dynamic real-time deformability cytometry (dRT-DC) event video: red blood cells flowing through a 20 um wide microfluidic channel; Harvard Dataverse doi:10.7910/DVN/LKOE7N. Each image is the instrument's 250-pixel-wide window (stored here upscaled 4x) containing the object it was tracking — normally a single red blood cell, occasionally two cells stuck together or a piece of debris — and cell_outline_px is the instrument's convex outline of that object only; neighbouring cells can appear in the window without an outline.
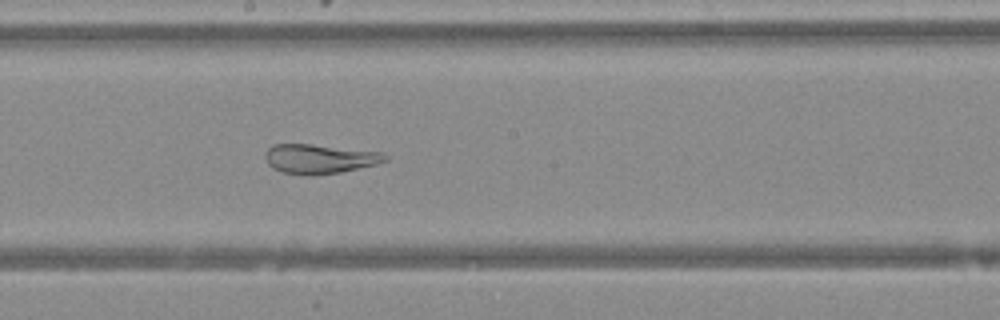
{"species": "Egyptian fruit bat (a non-hibernating species)", "species_latin": "Rousettus aegyptiacus", "temperature_condition": "warm", "stored_images_in_passage": 48, "camera_frame_rate_fps": 3000, "um_per_image_px": 0.085, "animal": {"sex": "female"}, "frame": {"image": 1, "passage_image": 27, "time_ms": 8.667, "image_size_px": [1000, 320], "cell_outline_px": [[388, 160], [376, 164], [340, 172], [312, 176], [304, 176], [280, 172], [272, 168], [268, 164], [264, 156], [264, 152], [272, 144], [312, 144], [384, 152], [388, 156]], "centroid_in_image_um": [27.13, 13.5], "position_along_channel_um": 221.1, "area_um2": 20.92}}
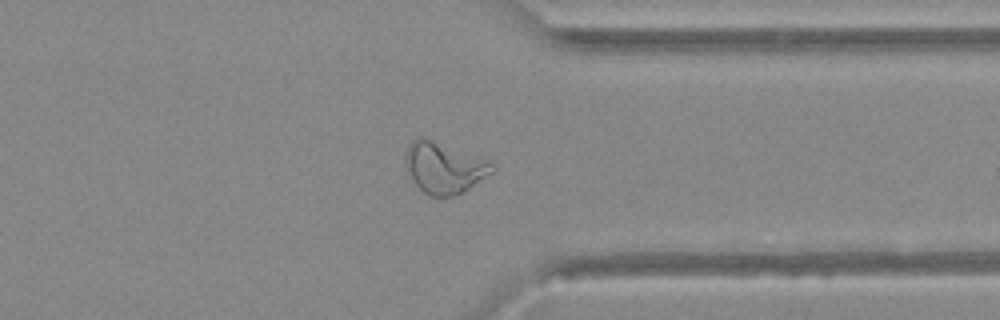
{"frame": {"image": 2, "passage_image": 38, "time_ms": 12.333, "image_size_px": [1000, 320], "cell_outline_px": [[496, 168], [492, 172], [456, 196], [428, 196], [412, 180], [408, 168], [408, 148], [412, 140], [420, 136], [424, 136], [492, 160]], "centroid_in_image_um": [37.82, 14.23], "position_along_channel_um": 373.6, "area_um2": 25.66}}
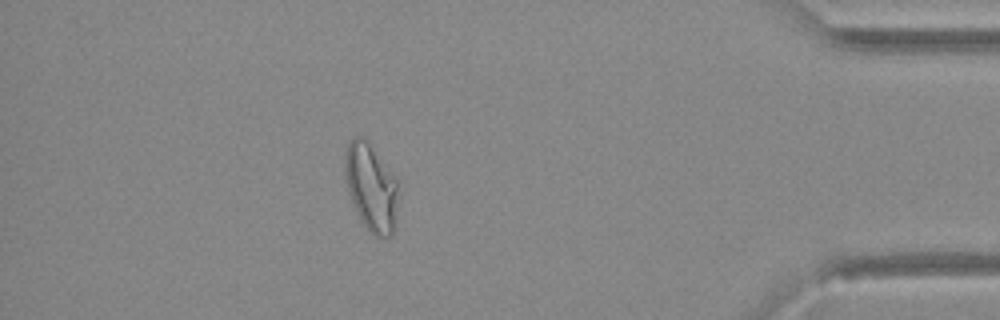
{"frame": {"image": 3, "passage_image": 43, "time_ms": 14.0, "image_size_px": [1000, 320], "cell_outline_px": [[396, 192], [392, 236], [372, 236], [368, 232], [348, 192], [344, 176], [344, 156], [348, 144], [356, 136], [364, 136], [368, 140], [396, 180]], "centroid_in_image_um": [31.48, 15.87], "position_along_channel_um": 403.7, "area_um2": 26.36}}